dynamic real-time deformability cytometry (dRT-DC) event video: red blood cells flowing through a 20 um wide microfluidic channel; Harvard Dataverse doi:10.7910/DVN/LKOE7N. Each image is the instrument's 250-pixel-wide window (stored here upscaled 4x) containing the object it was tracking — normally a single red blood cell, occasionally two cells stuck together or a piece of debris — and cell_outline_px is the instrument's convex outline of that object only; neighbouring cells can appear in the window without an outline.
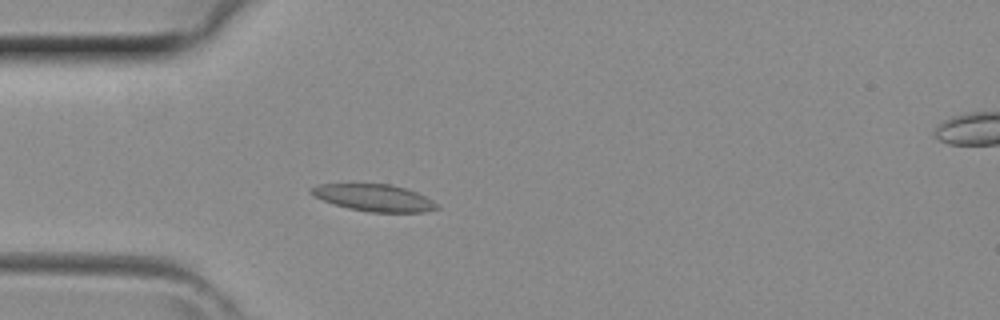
{"species": "common noctule bat (a hibernating species)", "species_latin": "Nyctalus noctula", "temperature_condition": "room temperature", "stored_images_in_passage": 41, "camera_frame_rate_fps": 3000, "um_per_image_px": 0.085, "animal": {"sex": "female", "body_mass_g": 29.2, "forearm_length_mm": 56.3}, "frame": {"image": 1, "passage_image": 11, "time_ms": 3.333, "image_size_px": [1000, 320], "cell_outline_px": [[440, 208], [424, 212], [372, 212], [348, 208], [332, 204], [312, 196], [308, 192], [308, 188], [320, 184], [392, 184], [416, 192], [440, 204]], "centroid_in_image_um": [31.76, 16.81], "position_along_channel_um": 53.2, "area_um2": 19.88}}
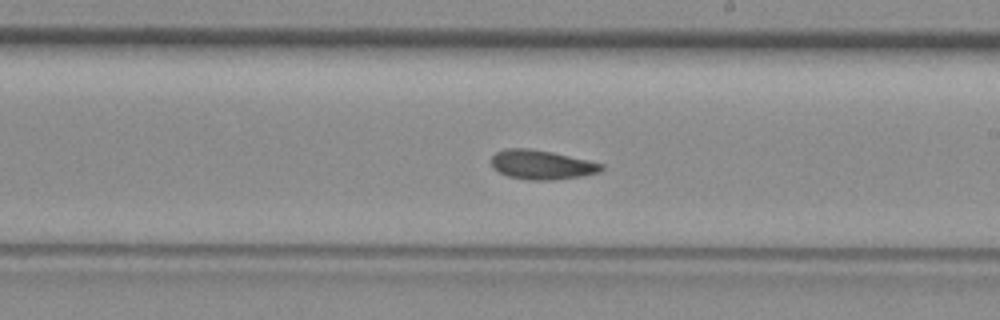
{"frame": {"image": 2, "passage_image": 23, "time_ms": 7.333, "image_size_px": [1000, 320], "cell_outline_px": [[604, 168], [600, 172], [584, 176], [552, 180], [528, 180], [508, 176], [492, 168], [492, 156], [496, 152], [508, 148], [528, 148], [552, 152], [588, 160], [604, 164]], "centroid_in_image_um": [46.06, 14.01], "position_along_channel_um": 242.9, "area_um2": 18.84}}
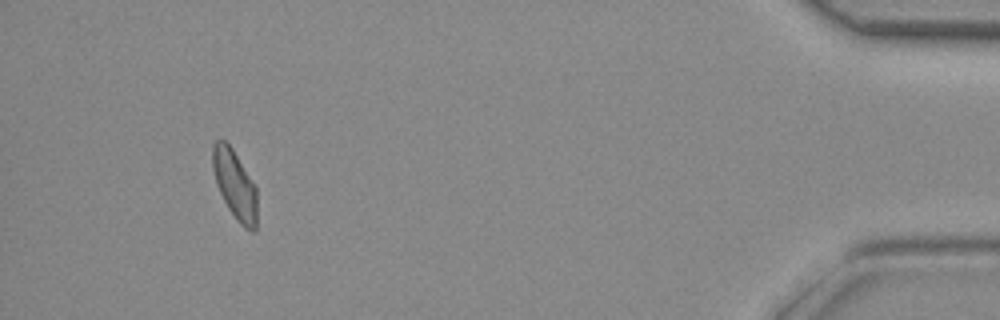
{"frame": {"image": 3, "passage_image": 38, "time_ms": 12.333, "image_size_px": [1000, 320], "cell_outline_px": [[256, 232], [252, 232], [244, 228], [236, 220], [228, 208], [216, 184], [212, 168], [212, 144], [216, 140], [224, 140], [232, 148], [256, 184]], "centroid_in_image_um": [19.96, 15.69], "position_along_channel_um": 415.2, "area_um2": 18.09}}